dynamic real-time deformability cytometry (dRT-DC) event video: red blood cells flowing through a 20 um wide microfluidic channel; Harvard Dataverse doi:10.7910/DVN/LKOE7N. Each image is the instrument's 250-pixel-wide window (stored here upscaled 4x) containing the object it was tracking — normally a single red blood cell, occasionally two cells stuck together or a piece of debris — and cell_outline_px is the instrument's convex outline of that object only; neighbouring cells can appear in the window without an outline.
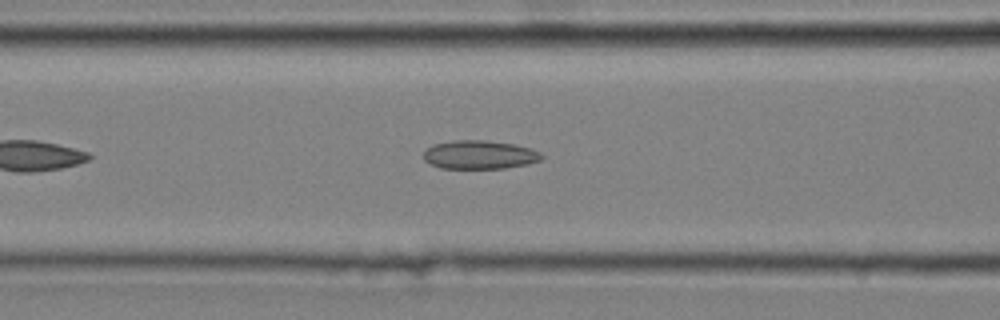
{"species": "common noctule bat (a hibernating species)", "species_latin": "Nyctalus noctula", "temperature_condition": "cold", "stored_images_in_passage": 39, "camera_frame_rate_fps": 3000, "um_per_image_px": 0.085, "animal": {"sex": "male", "body_mass_g": 20.4}, "frame": {"image": 1, "passage_image": 11, "time_ms": 3.333, "image_size_px": [1000, 320], "cell_outline_px": [[544, 156], [540, 160], [528, 164], [504, 168], [440, 168], [424, 160], [424, 152], [432, 144], [452, 140], [488, 140], [512, 144], [532, 148], [540, 152]], "centroid_in_image_um": [40.77, 13.14], "position_along_channel_um": 125.8, "area_um2": 19.71}}
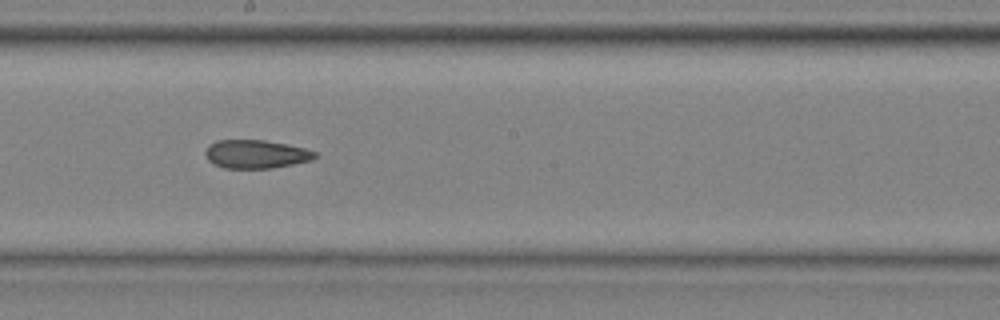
{"frame": {"image": 2, "passage_image": 19, "time_ms": 6.0, "image_size_px": [1000, 320], "cell_outline_px": [[320, 156], [312, 160], [272, 168], [224, 168], [212, 164], [208, 160], [204, 152], [208, 144], [216, 140], [264, 140], [304, 148], [316, 152]], "centroid_in_image_um": [21.73, 13.1], "position_along_channel_um": 226.5, "area_um2": 18.26}}
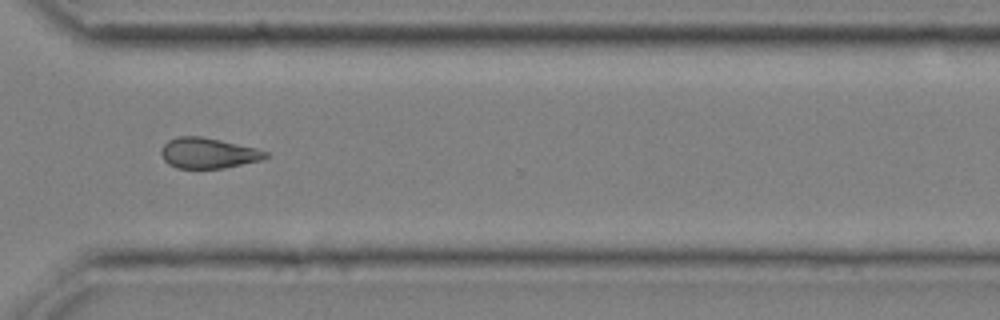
{"frame": {"image": 3, "passage_image": 29, "time_ms": 9.333, "image_size_px": [1000, 320], "cell_outline_px": [[268, 156], [260, 160], [224, 168], [176, 168], [168, 164], [164, 160], [160, 152], [164, 144], [168, 140], [180, 136], [200, 136], [220, 140], [256, 148], [268, 152]], "centroid_in_image_um": [17.67, 13.01], "position_along_channel_um": 352.9, "area_um2": 18.44}, "authors_computed_cell_mechanics": {"area_um2": 18.785, "velocity_mm_per_s": 3.7835, "shape_relaxation_time_tau1_ms": null, "shape_relaxation_time_tau2_ms": 4.1628, "deformation_change_tau1": null, "deformation_change_tau2": 0.1206}}